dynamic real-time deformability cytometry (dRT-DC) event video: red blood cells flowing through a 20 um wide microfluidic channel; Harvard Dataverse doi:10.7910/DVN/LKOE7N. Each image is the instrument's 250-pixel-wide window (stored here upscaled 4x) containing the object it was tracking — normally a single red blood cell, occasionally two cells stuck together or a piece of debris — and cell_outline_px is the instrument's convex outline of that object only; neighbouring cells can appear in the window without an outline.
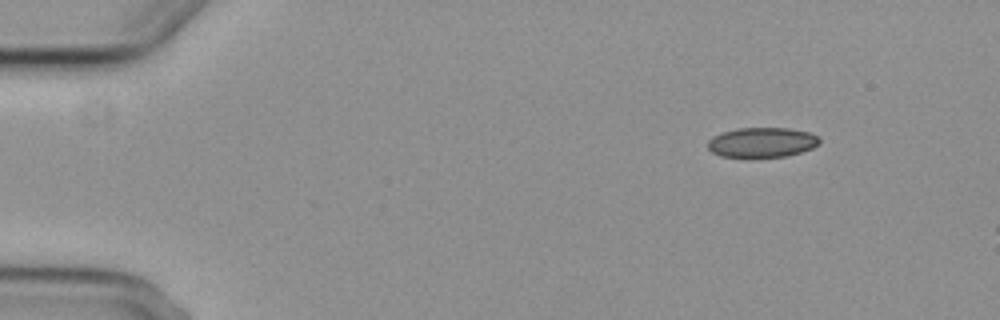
{"species": "common noctule bat (a hibernating species)", "species_latin": "Nyctalus noctula", "temperature_condition": "cold", "stored_images_in_passage": 3, "camera_frame_rate_fps": 3000, "um_per_image_px": 0.085, "animal": {"sex": "female", "body_mass_g": 29.2, "forearm_length_mm": 56.3}, "frame": {"image": 1, "passage_image": 1, "time_ms": 0.0, "image_size_px": [1000, 320], "cell_outline_px": [[820, 144], [812, 148], [788, 156], [720, 156], [712, 152], [708, 148], [708, 140], [712, 136], [724, 132], [740, 128], [788, 128], [808, 132], [816, 136], [820, 140]], "centroid_in_image_um": [64.77, 12.09], "position_along_channel_um": 20.2, "area_um2": 19.13}}